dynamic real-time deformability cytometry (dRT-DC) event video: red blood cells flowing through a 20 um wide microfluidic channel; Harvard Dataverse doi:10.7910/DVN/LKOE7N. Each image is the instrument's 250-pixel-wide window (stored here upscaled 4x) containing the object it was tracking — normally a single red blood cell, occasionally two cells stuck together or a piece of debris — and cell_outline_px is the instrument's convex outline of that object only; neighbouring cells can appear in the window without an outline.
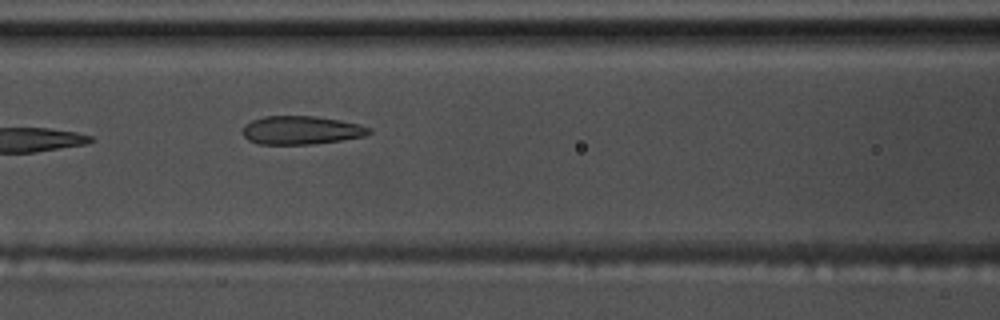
{"species": "common noctule bat (a hibernating species)", "species_latin": "Nyctalus noctula", "temperature_condition": "warm", "stored_images_in_passage": 5, "camera_frame_rate_fps": 3000, "um_per_image_px": 0.085, "animal": {"sex": "male", "body_mass_g": 17.5, "forearm_length_mm": 52.3}, "frame": {"image": 1, "passage_image": 5, "time_ms": 1.333, "image_size_px": [1000, 320], "cell_outline_px": [[372, 132], [364, 136], [340, 140], [312, 144], [260, 144], [248, 140], [244, 136], [244, 124], [252, 120], [264, 116], [316, 116], [340, 120], [360, 124], [372, 128]], "centroid_in_image_um": [25.62, 11.06], "position_along_channel_um": 141.0, "area_um2": 20.92}}